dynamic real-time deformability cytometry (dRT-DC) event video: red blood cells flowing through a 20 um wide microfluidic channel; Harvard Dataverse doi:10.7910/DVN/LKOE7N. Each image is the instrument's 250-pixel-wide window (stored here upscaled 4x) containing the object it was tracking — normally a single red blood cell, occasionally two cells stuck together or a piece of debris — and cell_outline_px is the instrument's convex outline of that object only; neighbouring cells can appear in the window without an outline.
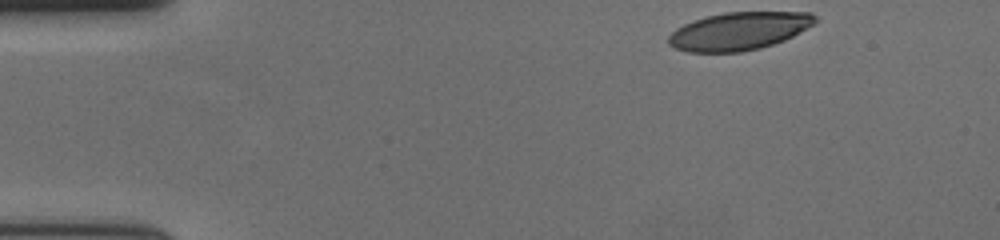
{"species": "human", "species_latin": "Homo sapiens", "temperature_condition": "cold", "stored_images_in_passage": 51, "camera_frame_rate_fps": 3000, "um_per_image_px": 0.085, "donor": {"sex": "female"}, "frame": {"image": 1, "passage_image": 1, "time_ms": 0.0, "image_size_px": [1000, 240], "cell_outline_px": [[820, 20], [816, 24], [784, 40], [760, 48], [740, 52], [688, 52], [676, 48], [668, 44], [668, 36], [676, 28], [692, 20], [724, 12], [812, 12]], "centroid_in_image_um": [62.84, 2.63], "position_along_channel_um": 22.2, "area_um2": 32.54}}
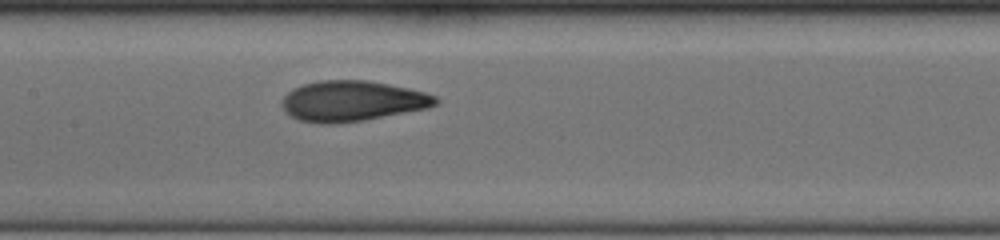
{"frame": {"image": 2, "passage_image": 22, "time_ms": 7.0, "image_size_px": [1000, 240], "cell_outline_px": [[440, 100], [436, 104], [428, 108], [364, 120], [336, 124], [320, 124], [296, 120], [284, 112], [280, 104], [280, 100], [292, 88], [304, 84], [320, 80], [368, 80], [408, 88], [424, 92], [436, 96]], "centroid_in_image_um": [29.88, 8.6], "position_along_channel_um": 177.5, "area_um2": 36.65}}
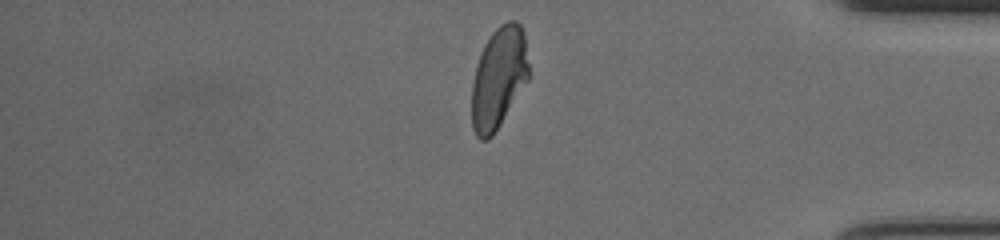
{"frame": {"image": 3, "passage_image": 42, "time_ms": 13.667, "image_size_px": [1000, 240], "cell_outline_px": [[528, 80], [500, 124], [492, 136], [488, 140], [480, 140], [476, 136], [472, 128], [472, 84], [476, 64], [480, 52], [484, 44], [492, 32], [500, 24], [508, 20], [516, 20], [520, 24], [524, 32], [528, 64]], "centroid_in_image_um": [42.37, 6.6], "position_along_channel_um": 392.8, "area_um2": 33.76}, "authors_computed_cell_mechanics": {"area_um2": 34.68, "velocity_mm_per_s": 3.62, "shape_relaxation_time_tau1_ms": 4.8891, "shape_relaxation_time_tau2_ms": 1.3689, "deformation_change_tau1": 0.1701, "deformation_change_tau2": 0.0699}}